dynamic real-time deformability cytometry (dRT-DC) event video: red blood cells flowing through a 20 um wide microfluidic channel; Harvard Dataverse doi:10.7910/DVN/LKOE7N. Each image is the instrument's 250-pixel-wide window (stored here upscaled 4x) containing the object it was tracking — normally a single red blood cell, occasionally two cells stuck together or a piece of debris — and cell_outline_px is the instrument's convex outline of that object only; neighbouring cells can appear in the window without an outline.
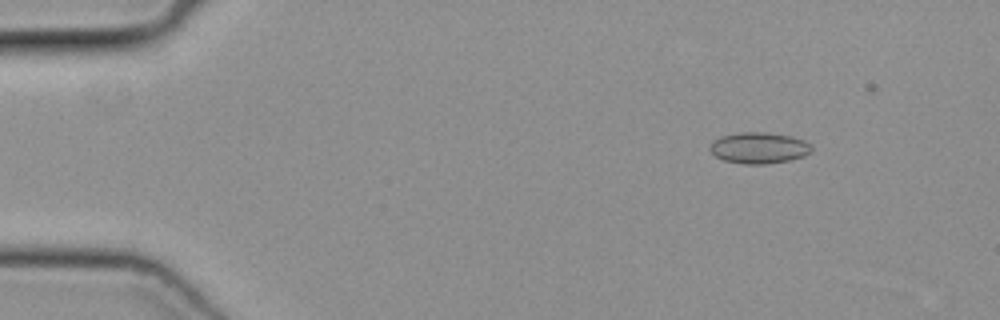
{"species": "common noctule bat (a hibernating species)", "species_latin": "Nyctalus noctula", "temperature_condition": "cold", "stored_images_in_passage": 48, "camera_frame_rate_fps": 3000, "um_per_image_px": 0.085, "animal": {"sex": "female", "body_mass_g": 19.3, "forearm_length_mm": 54.1}, "frame": {"image": 1, "passage_image": 5, "time_ms": 1.333, "image_size_px": [1000, 320], "cell_outline_px": [[812, 152], [804, 156], [788, 160], [764, 164], [744, 164], [724, 160], [716, 156], [708, 148], [712, 140], [720, 136], [744, 132], [764, 132], [788, 136], [804, 140], [812, 148]], "centroid_in_image_um": [64.48, 12.57], "position_along_channel_um": 20.5, "area_um2": 18.32}}
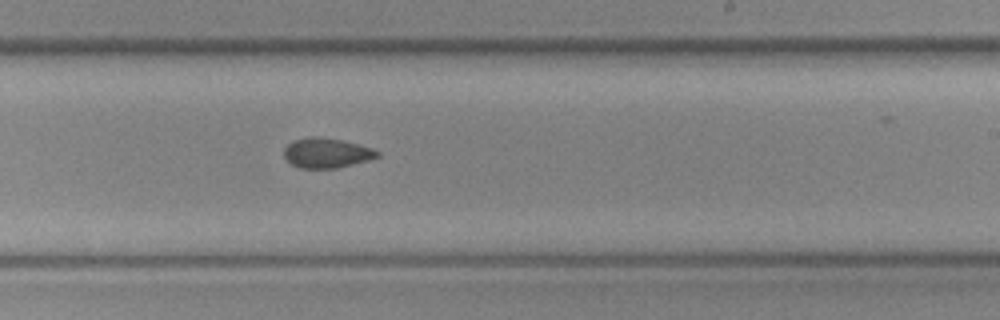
{"frame": {"image": 2, "passage_image": 29, "time_ms": 9.333, "image_size_px": [1000, 320], "cell_outline_px": [[380, 156], [368, 160], [336, 168], [300, 168], [292, 164], [284, 156], [284, 148], [292, 140], [312, 136], [316, 136], [340, 140], [372, 148], [380, 152]], "centroid_in_image_um": [27.74, 13.0], "position_along_channel_um": 261.3, "area_um2": 16.07}}
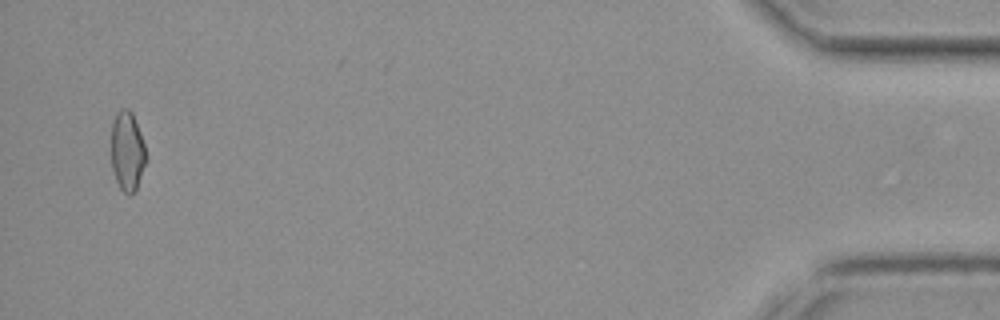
{"frame": {"image": 3, "passage_image": 47, "time_ms": 15.333, "image_size_px": [1000, 320], "cell_outline_px": [[148, 160], [136, 188], [128, 196], [120, 188], [116, 180], [112, 168], [112, 124], [116, 112], [120, 108], [128, 108], [132, 112], [144, 144]], "centroid_in_image_um": [10.83, 12.85], "position_along_channel_um": 424.4, "area_um2": 16.13}}